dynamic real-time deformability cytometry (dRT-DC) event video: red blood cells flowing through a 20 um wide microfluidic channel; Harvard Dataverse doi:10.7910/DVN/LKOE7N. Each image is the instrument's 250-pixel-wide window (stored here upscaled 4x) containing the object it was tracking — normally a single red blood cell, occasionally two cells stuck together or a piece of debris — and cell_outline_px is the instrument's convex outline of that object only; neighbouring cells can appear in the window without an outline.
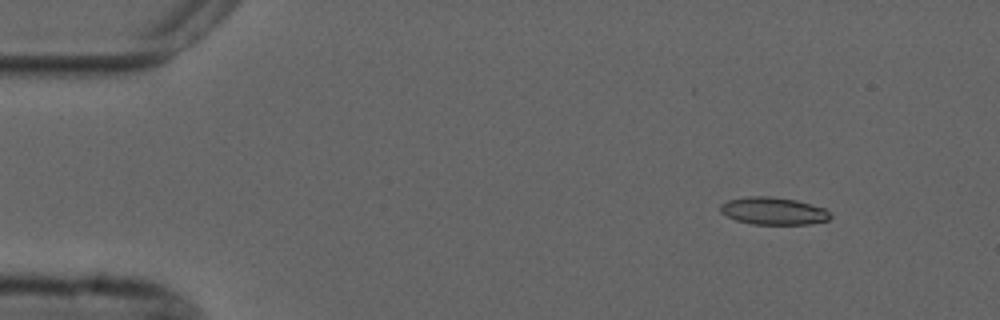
{"species": "common noctule bat (a hibernating species)", "species_latin": "Nyctalus noctula", "temperature_condition": "cold", "stored_images_in_passage": 3, "camera_frame_rate_fps": 3000, "um_per_image_px": 0.085, "animal": {"sex": "male", "forearm_length_mm": 52.5}, "frame": {"image": 1, "passage_image": 1, "time_ms": 0.0, "image_size_px": [1000, 320], "cell_outline_px": [[832, 216], [828, 220], [812, 224], [752, 224], [736, 220], [720, 212], [720, 204], [728, 200], [748, 196], [772, 196], [796, 200], [824, 208]], "centroid_in_image_um": [65.73, 17.93], "position_along_channel_um": 19.3, "area_um2": 17.57}}